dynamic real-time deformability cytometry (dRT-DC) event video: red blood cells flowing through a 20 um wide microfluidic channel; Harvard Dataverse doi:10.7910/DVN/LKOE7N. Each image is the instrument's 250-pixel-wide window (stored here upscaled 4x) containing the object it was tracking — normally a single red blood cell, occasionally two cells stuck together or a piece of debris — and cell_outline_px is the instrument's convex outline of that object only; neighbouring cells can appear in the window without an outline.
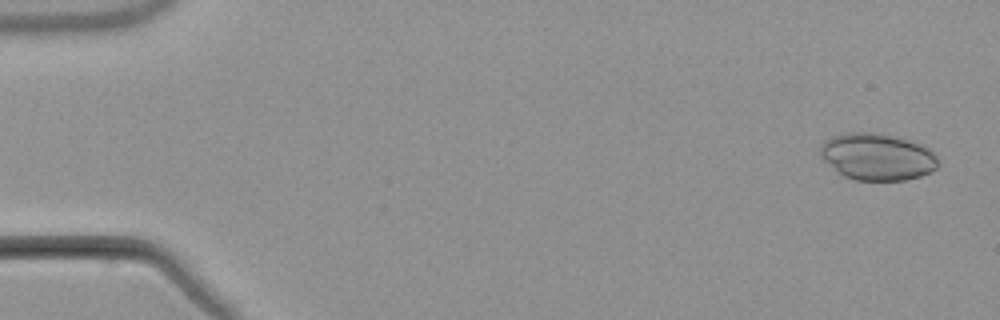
{"species": "common noctule bat (a hibernating species)", "species_latin": "Nyctalus noctula", "temperature_condition": "warm", "stored_images_in_passage": 4, "camera_frame_rate_fps": 3000, "um_per_image_px": 0.085, "animal": {"sex": "male", "body_mass_g": 21.5, "forearm_length_mm": 52.0}, "frame": {"image": 1, "passage_image": 1, "time_ms": 0.0, "image_size_px": [1000, 320], "cell_outline_px": [[940, 160], [936, 168], [920, 176], [904, 180], [856, 180], [844, 176], [836, 172], [820, 156], [820, 148], [824, 140], [832, 136], [848, 132], [876, 132], [924, 144], [932, 148]], "centroid_in_image_um": [74.58, 13.31], "position_along_channel_um": 10.4, "area_um2": 32.54}}